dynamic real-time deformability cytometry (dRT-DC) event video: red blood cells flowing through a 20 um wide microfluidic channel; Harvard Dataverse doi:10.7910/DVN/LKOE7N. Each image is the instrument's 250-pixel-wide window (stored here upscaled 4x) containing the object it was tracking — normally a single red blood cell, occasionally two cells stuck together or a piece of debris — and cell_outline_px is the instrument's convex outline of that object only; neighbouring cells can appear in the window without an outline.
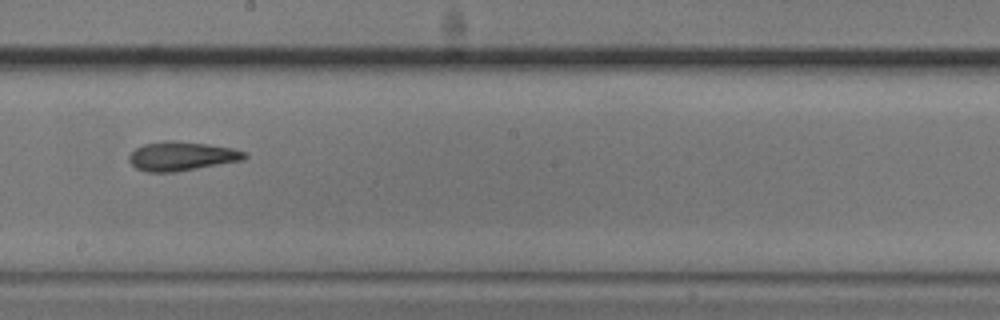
{"species": "common noctule bat (a hibernating species)", "species_latin": "Nyctalus noctula", "temperature_condition": "cold", "stored_images_in_passage": 9, "camera_frame_rate_fps": 3000, "um_per_image_px": 0.085, "animal": {"sex": "male", "body_mass_g": 20.5, "forearm_length_mm": 52.5}, "frame": {"image": 1, "passage_image": 7, "time_ms": 8.0, "image_size_px": [1000, 320], "cell_outline_px": [[248, 156], [244, 160], [176, 172], [148, 172], [136, 168], [128, 160], [128, 156], [136, 148], [144, 144], [164, 140], [172, 140], [208, 144], [232, 148], [248, 152]], "centroid_in_image_um": [15.46, 13.27], "position_along_channel_um": 232.7, "area_um2": 19.71}}
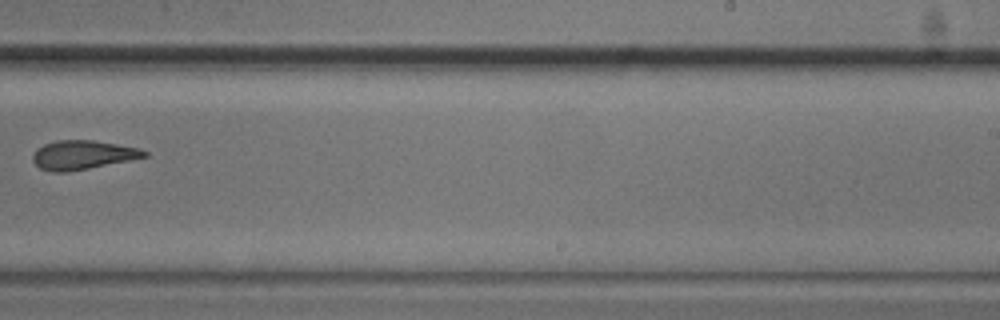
{"frame": {"image": 2, "passage_image": 8, "time_ms": 9.333, "image_size_px": [1000, 320], "cell_outline_px": [[148, 156], [132, 160], [68, 172], [52, 172], [40, 168], [32, 160], [32, 156], [36, 148], [44, 144], [56, 140], [92, 140], [140, 148], [148, 152]], "centroid_in_image_um": [7.02, 13.17], "position_along_channel_um": 282.0, "area_um2": 18.96}}